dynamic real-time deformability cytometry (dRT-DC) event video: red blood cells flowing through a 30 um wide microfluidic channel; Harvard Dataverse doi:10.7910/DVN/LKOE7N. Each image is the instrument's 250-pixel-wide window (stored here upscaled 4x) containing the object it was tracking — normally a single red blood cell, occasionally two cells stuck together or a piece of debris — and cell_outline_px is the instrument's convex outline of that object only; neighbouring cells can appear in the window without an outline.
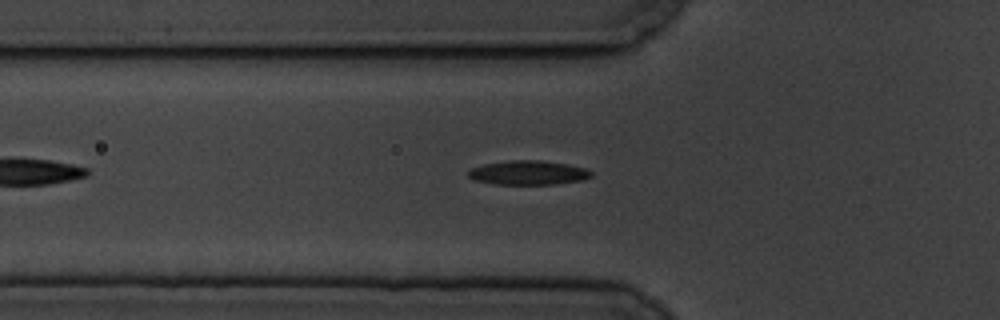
{"species": "common noctule bat (a hibernating species)", "species_latin": "Nyctalus noctula", "temperature_condition": "cold", "stored_images_in_passage": 46, "camera_frame_rate_fps": 3000, "um_per_image_px": 0.085, "animal": {"sex": "male", "body_mass_g": 19.5, "forearm_length_mm": 54.6}, "frame": {"image": 1, "passage_image": 9, "time_ms": 2.667, "image_size_px": [1000, 320], "cell_outline_px": [[592, 176], [584, 180], [556, 184], [496, 184], [472, 180], [468, 176], [468, 172], [472, 168], [484, 164], [508, 160], [540, 160], [568, 164], [588, 168], [592, 172]], "centroid_in_image_um": [44.93, 14.68], "position_along_channel_um": 80.9, "area_um2": 17.51}}
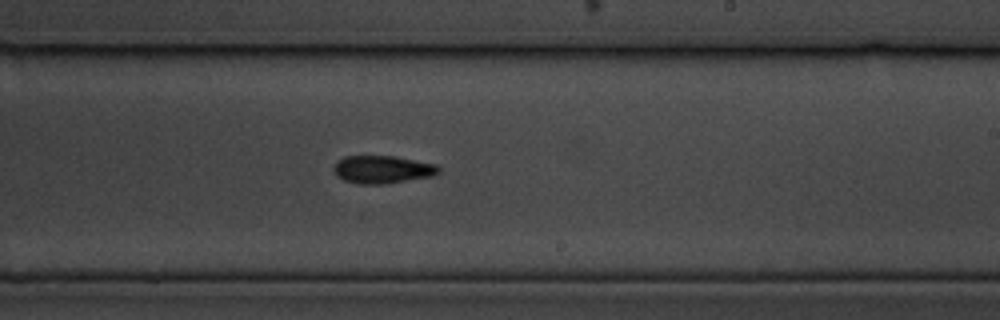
{"frame": {"image": 2, "passage_image": 24, "time_ms": 7.667, "image_size_px": [1000, 320], "cell_outline_px": [[440, 172], [432, 176], [384, 184], [360, 184], [344, 180], [336, 176], [336, 160], [344, 156], [396, 156], [436, 164], [440, 168]], "centroid_in_image_um": [32.53, 14.4], "position_along_channel_um": 256.5, "area_um2": 16.94}}
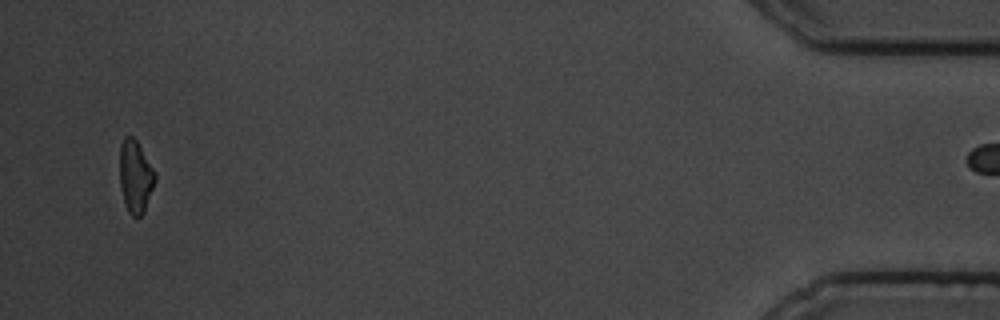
{"frame": {"image": 3, "passage_image": 45, "time_ms": 14.667, "image_size_px": [1000, 320], "cell_outline_px": [[156, 180], [144, 212], [140, 216], [132, 216], [128, 212], [124, 204], [120, 184], [120, 144], [124, 136], [132, 136], [136, 140], [156, 172]], "centroid_in_image_um": [11.51, 15.01], "position_along_channel_um": 423.7, "area_um2": 15.03}}